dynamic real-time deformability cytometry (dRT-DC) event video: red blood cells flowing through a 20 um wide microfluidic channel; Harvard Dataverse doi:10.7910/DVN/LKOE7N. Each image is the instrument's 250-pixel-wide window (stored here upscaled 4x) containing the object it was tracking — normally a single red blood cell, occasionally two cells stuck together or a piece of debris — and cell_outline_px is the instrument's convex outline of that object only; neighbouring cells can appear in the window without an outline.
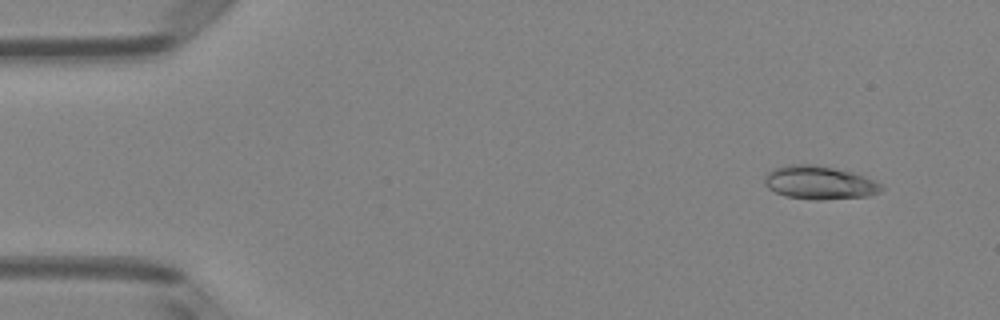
{"species": "Egyptian fruit bat (a non-hibernating species)", "species_latin": "Rousettus aegyptiacus", "temperature_condition": "room temperature", "stored_images_in_passage": 6, "camera_frame_rate_fps": 3000, "um_per_image_px": 0.085, "animal": {"sex": "female"}, "frame": {"image": 1, "passage_image": 3, "time_ms": 0.667, "image_size_px": [1000, 320], "cell_outline_px": [[884, 188], [880, 192], [868, 196], [820, 200], [812, 200], [784, 196], [768, 188], [764, 184], [764, 180], [768, 172], [772, 168], [784, 164], [812, 164], [852, 172], [864, 176], [880, 184]], "centroid_in_image_um": [69.6, 15.52], "position_along_channel_um": 15.4, "area_um2": 22.77}}